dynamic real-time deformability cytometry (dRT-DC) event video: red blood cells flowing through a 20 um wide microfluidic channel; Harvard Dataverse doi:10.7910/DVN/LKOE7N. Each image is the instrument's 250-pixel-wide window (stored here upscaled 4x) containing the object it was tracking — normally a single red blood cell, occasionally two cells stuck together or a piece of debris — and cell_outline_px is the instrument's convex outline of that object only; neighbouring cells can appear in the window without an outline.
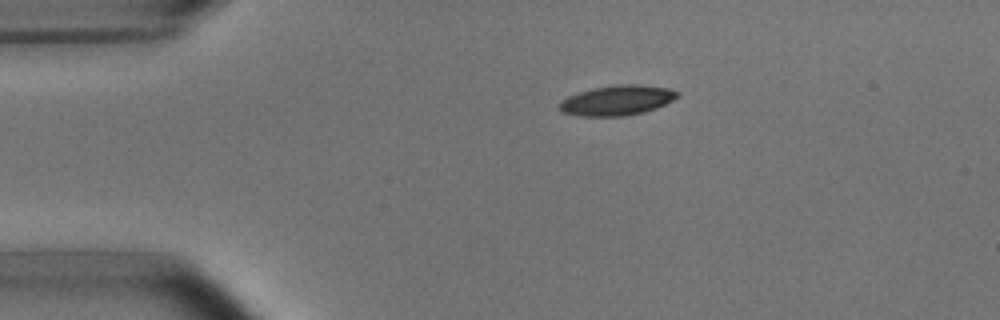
{"species": "common noctule bat (a hibernating species)", "species_latin": "Nyctalus noctula", "temperature_condition": "room temperature", "stored_images_in_passage": 3, "camera_frame_rate_fps": 3000, "um_per_image_px": 0.085, "animal": {"sex": "male", "body_mass_g": 15.6}, "frame": {"image": 1, "passage_image": 1, "time_ms": 0.0, "image_size_px": [1000, 320], "cell_outline_px": [[680, 96], [656, 108], [644, 112], [624, 116], [580, 116], [560, 112], [560, 100], [568, 96], [592, 88], [616, 84], [640, 84], [668, 88], [680, 92]], "centroid_in_image_um": [52.46, 8.52], "position_along_channel_um": 32.5, "area_um2": 20.75}}
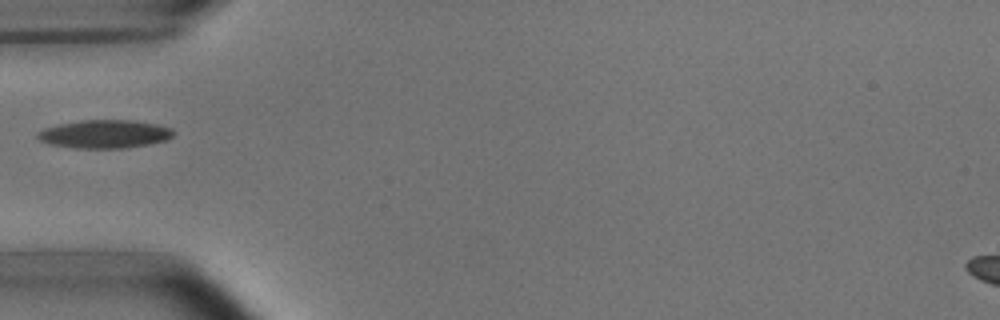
{"frame": {"image": 2, "passage_image": 3, "time_ms": 2.333, "image_size_px": [1000, 320], "cell_outline_px": [[172, 136], [164, 140], [148, 144], [124, 148], [76, 148], [48, 144], [40, 140], [36, 136], [36, 132], [44, 128], [60, 124], [84, 120], [136, 120], [156, 124], [172, 128]], "centroid_in_image_um": [8.85, 11.39], "position_along_channel_um": 76.1, "area_um2": 22.25}}